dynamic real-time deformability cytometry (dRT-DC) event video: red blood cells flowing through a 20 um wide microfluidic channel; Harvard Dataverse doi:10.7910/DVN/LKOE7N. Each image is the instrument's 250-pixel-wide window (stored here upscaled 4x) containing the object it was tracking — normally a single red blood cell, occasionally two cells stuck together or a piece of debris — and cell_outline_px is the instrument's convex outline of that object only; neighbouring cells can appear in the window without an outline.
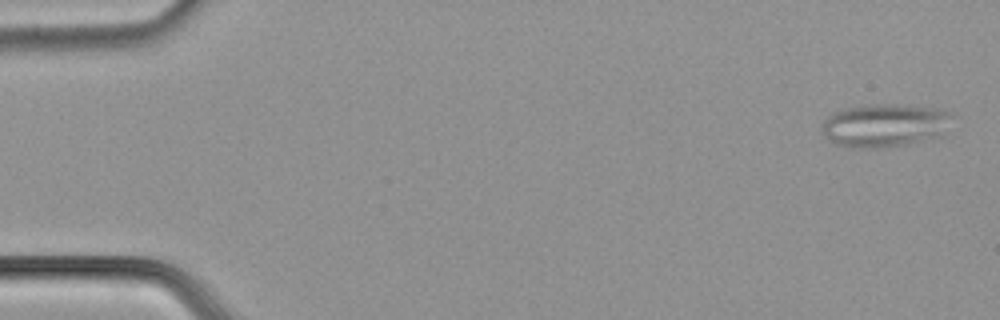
{"species": "common noctule bat (a hibernating species)", "species_latin": "Nyctalus noctula", "temperature_condition": "cold", "stored_images_in_passage": 54, "camera_frame_rate_fps": 3000, "um_per_image_px": 0.085, "animal": {"sex": "male", "body_mass_g": 21.5, "forearm_length_mm": 52.0}, "frame": {"image": 1, "passage_image": 2, "time_ms": 0.333, "image_size_px": [1000, 320], "cell_outline_px": [[952, 116], [936, 136], [904, 144], [880, 148], [852, 148], [836, 144], [828, 140], [824, 136], [820, 128], [824, 120], [832, 112], [844, 108], [868, 104], [896, 104], [936, 108], [952, 112]], "centroid_in_image_um": [75.07, 10.63], "position_along_channel_um": 9.9, "area_um2": 32.48}}
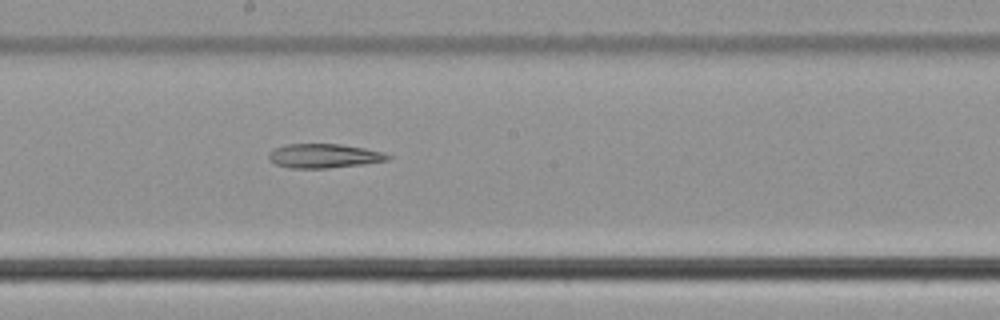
{"frame": {"image": 2, "passage_image": 30, "time_ms": 9.667, "image_size_px": [1000, 320], "cell_outline_px": [[392, 156], [388, 160], [364, 164], [328, 168], [292, 168], [276, 164], [268, 160], [268, 156], [276, 148], [288, 144], [340, 144], [364, 148], [384, 152]], "centroid_in_image_um": [27.58, 13.25], "position_along_channel_um": 220.6, "area_um2": 16.65}}
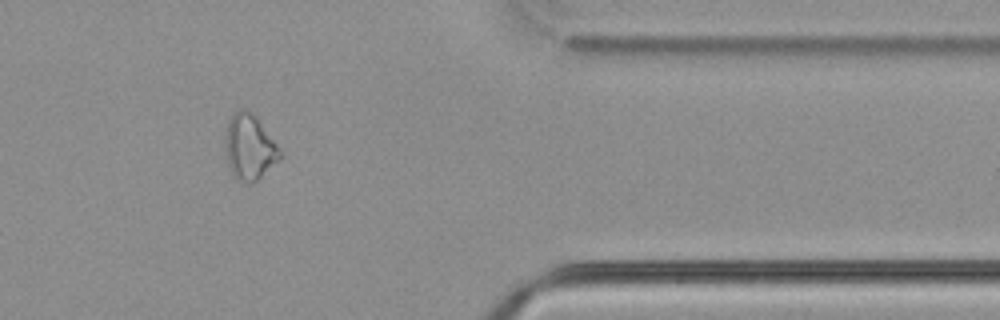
{"frame": {"image": 3, "passage_image": 45, "time_ms": 14.667, "image_size_px": [1000, 320], "cell_outline_px": [[284, 156], [256, 180], [248, 184], [236, 180], [232, 176], [228, 164], [224, 144], [224, 136], [228, 120], [232, 112], [240, 108], [244, 108], [256, 116], [284, 152]], "centroid_in_image_um": [21.2, 12.49], "position_along_channel_um": 390.2, "area_um2": 21.44}}